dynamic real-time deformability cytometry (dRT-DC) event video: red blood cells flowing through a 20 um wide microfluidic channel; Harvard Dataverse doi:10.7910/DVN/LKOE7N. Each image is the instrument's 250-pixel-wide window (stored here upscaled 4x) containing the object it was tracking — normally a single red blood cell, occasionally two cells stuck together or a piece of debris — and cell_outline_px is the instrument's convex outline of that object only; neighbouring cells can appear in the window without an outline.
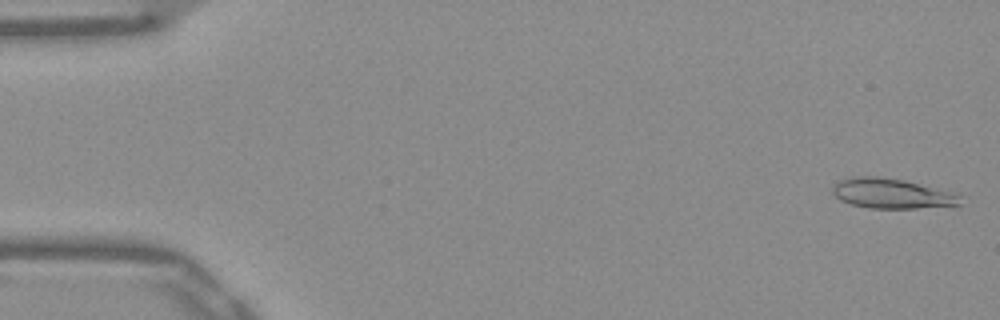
{"species": "Egyptian fruit bat (a non-hibernating species)", "species_latin": "Rousettus aegyptiacus", "temperature_condition": "warm", "stored_images_in_passage": 52, "camera_frame_rate_fps": 3000, "um_per_image_px": 0.085, "frame": {"image": 1, "passage_image": 2, "time_ms": 0.333, "image_size_px": [1000, 320], "cell_outline_px": [[960, 204], [916, 208], [868, 208], [852, 204], [840, 200], [832, 192], [832, 188], [840, 180], [860, 176], [880, 176], [904, 180], [960, 196]], "centroid_in_image_um": [75.7, 16.45], "position_along_channel_um": 9.3, "area_um2": 21.56}}
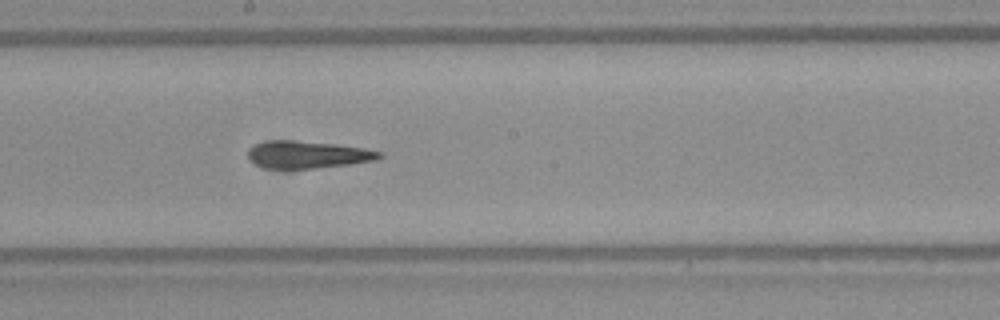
{"frame": {"image": 2, "passage_image": 29, "time_ms": 9.333, "image_size_px": [1000, 320], "cell_outline_px": [[384, 156], [376, 160], [348, 164], [316, 168], [264, 168], [248, 160], [248, 148], [256, 144], [272, 140], [292, 140], [332, 144], [364, 148], [384, 152]], "centroid_in_image_um": [26.15, 13.14], "position_along_channel_um": 222.1, "area_um2": 20.81}}
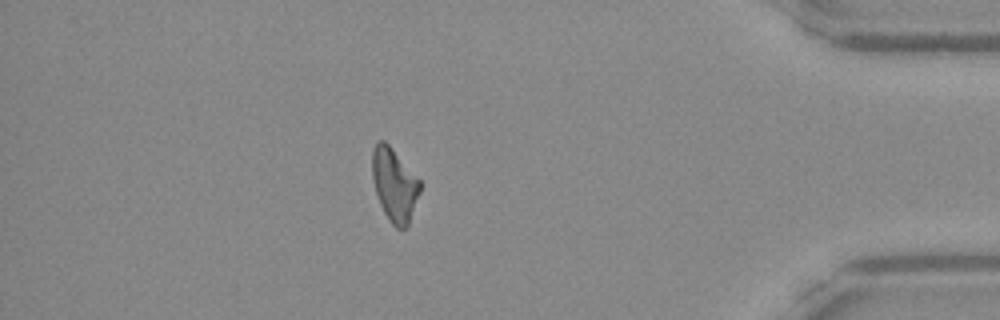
{"frame": {"image": 3, "passage_image": 46, "time_ms": 15.0, "image_size_px": [1000, 320], "cell_outline_px": [[420, 192], [408, 224], [404, 228], [396, 228], [388, 220], [380, 204], [376, 192], [372, 176], [372, 148], [380, 140], [384, 140], [392, 148], [420, 180]], "centroid_in_image_um": [33.51, 15.7], "position_along_channel_um": 401.7, "area_um2": 20.11}}